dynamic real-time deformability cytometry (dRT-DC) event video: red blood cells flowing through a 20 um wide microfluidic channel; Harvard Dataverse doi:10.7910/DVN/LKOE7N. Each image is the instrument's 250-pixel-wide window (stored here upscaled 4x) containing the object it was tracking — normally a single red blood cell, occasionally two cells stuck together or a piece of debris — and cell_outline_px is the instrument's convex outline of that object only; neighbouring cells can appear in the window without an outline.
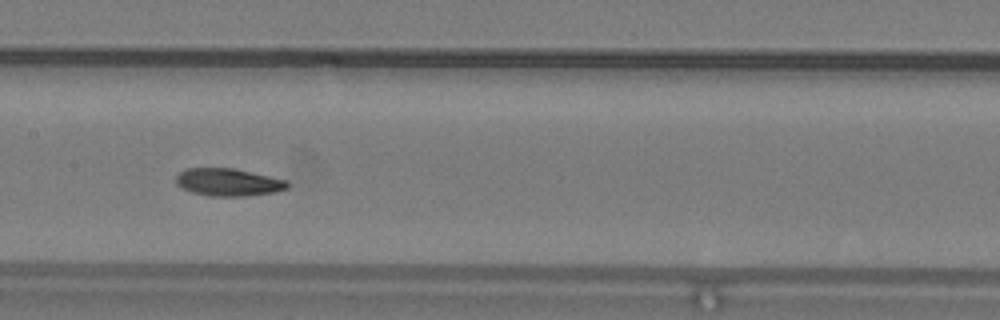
{"species": "common noctule bat (a hibernating species)", "species_latin": "Nyctalus noctula", "temperature_condition": "warm", "stored_images_in_passage": 30, "camera_frame_rate_fps": 3000, "um_per_image_px": 0.085, "animal": {"sex": "male", "body_mass_g": 19.2, "forearm_length_mm": 51.8}, "frame": {"image": 1, "passage_image": 12, "time_ms": 3.667, "image_size_px": [1000, 320], "cell_outline_px": [[288, 188], [276, 192], [248, 196], [212, 196], [192, 192], [180, 188], [176, 184], [176, 176], [180, 172], [188, 168], [232, 168], [268, 176], [284, 180], [288, 184]], "centroid_in_image_um": [19.37, 15.5], "position_along_channel_um": 188.0, "area_um2": 17.74}}
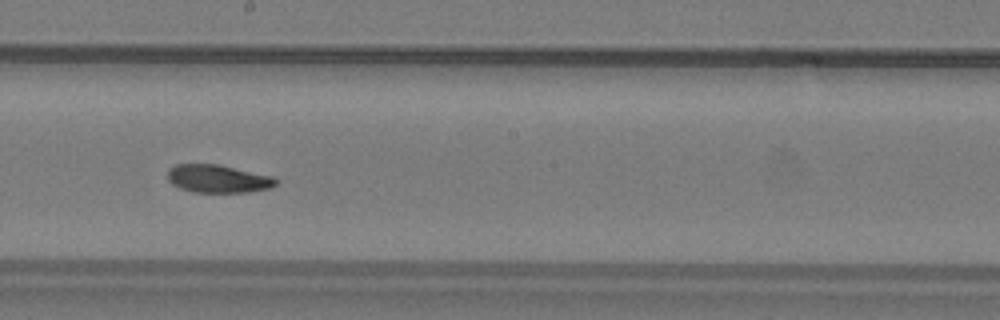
{"frame": {"image": 2, "passage_image": 15, "time_ms": 4.667, "image_size_px": [1000, 320], "cell_outline_px": [[276, 184], [268, 188], [248, 192], [192, 192], [180, 188], [172, 184], [168, 180], [168, 168], [176, 164], [216, 164], [272, 176], [276, 180]], "centroid_in_image_um": [18.47, 15.19], "position_along_channel_um": 229.7, "area_um2": 17.46}, "authors_computed_cell_mechanics": {"area_um2": 18.0047, "velocity_mm_per_s": 4.172, "shape_relaxation_time_tau1_ms": 3.0669, "shape_relaxation_time_tau2_ms": 5.0262, "deformation_change_tau1": 0.13, "deformation_change_tau2": 0.1258}}